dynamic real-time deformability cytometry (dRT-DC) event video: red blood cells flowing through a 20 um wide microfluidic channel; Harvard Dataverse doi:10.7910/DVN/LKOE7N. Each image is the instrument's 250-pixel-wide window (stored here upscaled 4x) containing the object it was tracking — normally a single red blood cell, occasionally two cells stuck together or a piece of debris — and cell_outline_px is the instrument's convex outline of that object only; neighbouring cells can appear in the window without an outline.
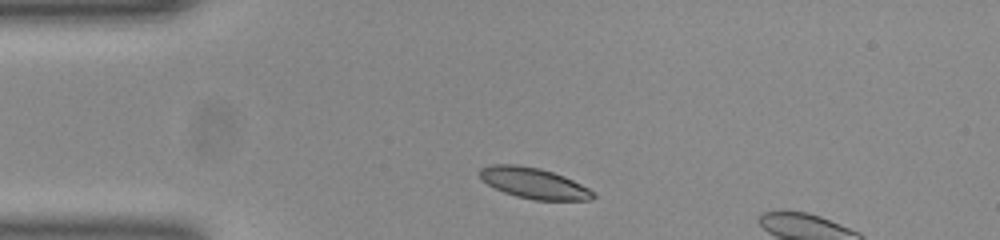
{"species": "common noctule bat (a hibernating species)", "species_latin": "Nyctalus noctula", "temperature_condition": "room temperature", "stored_images_in_passage": 5, "camera_frame_rate_fps": 3000, "um_per_image_px": 0.085, "animal": {"sex": "female", "body_mass_g": 23.0, "forearm_length_mm": 53.4}, "frame": {"image": 1, "passage_image": 1, "time_ms": 0.0, "image_size_px": [1000, 240], "cell_outline_px": [[596, 196], [588, 200], [536, 200], [516, 196], [504, 192], [488, 184], [480, 176], [480, 168], [492, 164], [516, 164], [540, 168], [564, 176], [596, 192]], "centroid_in_image_um": [45.39, 15.56], "position_along_channel_um": 39.6, "area_um2": 20.17}}